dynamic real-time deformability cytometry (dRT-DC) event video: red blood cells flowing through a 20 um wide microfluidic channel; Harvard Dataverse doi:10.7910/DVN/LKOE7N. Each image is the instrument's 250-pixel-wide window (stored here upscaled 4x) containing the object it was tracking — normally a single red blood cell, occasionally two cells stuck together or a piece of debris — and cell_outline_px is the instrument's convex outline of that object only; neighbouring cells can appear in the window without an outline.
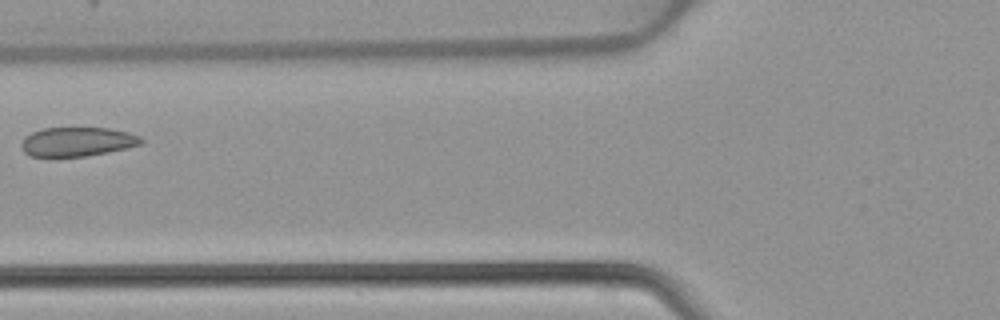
{"species": "common noctule bat (a hibernating species)", "species_latin": "Nyctalus noctula", "temperature_condition": "warm", "stored_images_in_passage": 4, "camera_frame_rate_fps": 3000, "um_per_image_px": 0.085, "animal": {"sex": "female", "body_mass_g": 22.7, "forearm_length_mm": 54.2}, "frame": {"image": 1, "passage_image": 4, "time_ms": 1.0, "image_size_px": [1000, 320], "cell_outline_px": [[144, 144], [108, 152], [88, 156], [32, 156], [24, 152], [20, 144], [24, 136], [32, 132], [44, 128], [108, 128], [128, 132], [140, 136], [144, 140]], "centroid_in_image_um": [6.59, 12.04], "position_along_channel_um": 119.2, "area_um2": 20.4}}